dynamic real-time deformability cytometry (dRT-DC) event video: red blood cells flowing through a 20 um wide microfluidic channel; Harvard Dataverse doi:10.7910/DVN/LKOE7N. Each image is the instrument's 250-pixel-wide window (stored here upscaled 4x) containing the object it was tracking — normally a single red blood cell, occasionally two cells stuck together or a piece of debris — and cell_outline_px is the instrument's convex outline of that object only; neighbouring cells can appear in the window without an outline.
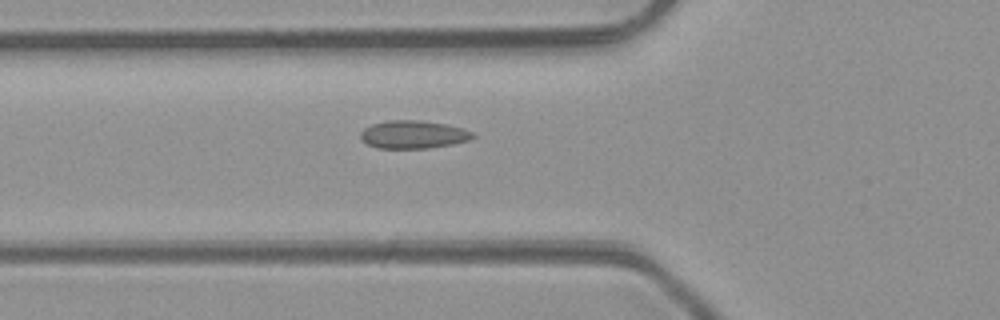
{"species": "common noctule bat (a hibernating species)", "species_latin": "Nyctalus noctula", "temperature_condition": "room temperature", "stored_images_in_passage": 3, "camera_frame_rate_fps": 3000, "um_per_image_px": 0.085, "animal": {"sex": "male", "body_mass_g": 23.1, "forearm_length_mm": 52.7}, "frame": {"image": 1, "passage_image": 3, "time_ms": 2.333, "image_size_px": [1000, 320], "cell_outline_px": [[476, 136], [468, 140], [452, 144], [428, 148], [376, 148], [360, 140], [360, 132], [364, 128], [372, 124], [388, 120], [416, 120], [448, 124], [464, 128], [472, 132]], "centroid_in_image_um": [35.11, 11.43], "position_along_channel_um": 90.7, "area_um2": 18.38}}